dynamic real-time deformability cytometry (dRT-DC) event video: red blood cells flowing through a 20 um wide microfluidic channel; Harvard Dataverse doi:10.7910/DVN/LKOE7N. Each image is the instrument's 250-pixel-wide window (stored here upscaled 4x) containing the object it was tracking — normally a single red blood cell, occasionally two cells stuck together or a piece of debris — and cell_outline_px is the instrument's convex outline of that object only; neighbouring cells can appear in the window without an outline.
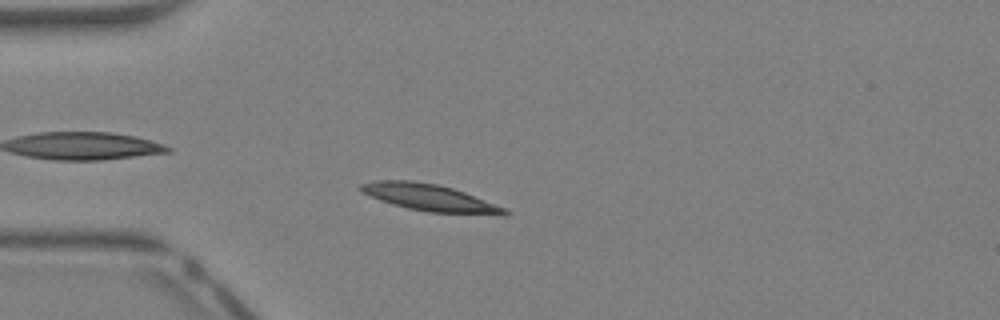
{"species": "Egyptian fruit bat (a non-hibernating species)", "species_latin": "Rousettus aegyptiacus", "temperature_condition": "warm", "stored_images_in_passage": 36, "camera_frame_rate_fps": 3000, "um_per_image_px": 0.085, "animal": {"sex": "female"}, "frame": {"image": 1, "passage_image": 3, "time_ms": 0.667, "image_size_px": [1000, 320], "cell_outline_px": [[512, 212], [508, 216], [500, 216], [428, 212], [408, 208], [392, 204], [380, 200], [360, 192], [356, 188], [360, 184], [376, 180], [412, 180], [436, 184], [452, 188], [464, 192], [508, 208]], "centroid_in_image_um": [36.6, 16.82], "position_along_channel_um": 48.4, "area_um2": 23.06}}
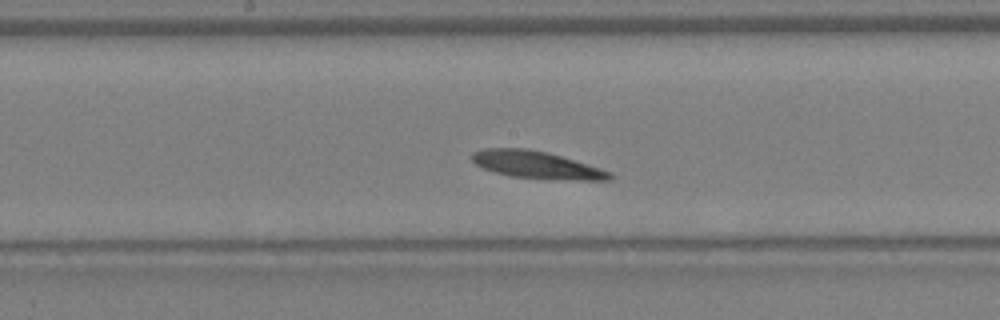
{"frame": {"image": 2, "passage_image": 16, "time_ms": 5.0, "image_size_px": [1000, 320], "cell_outline_px": [[612, 180], [580, 180], [508, 176], [492, 172], [476, 164], [468, 156], [472, 152], [484, 148], [528, 148], [548, 152], [588, 164], [612, 172]], "centroid_in_image_um": [45.57, 14.0], "position_along_channel_um": 202.6, "area_um2": 22.02}}
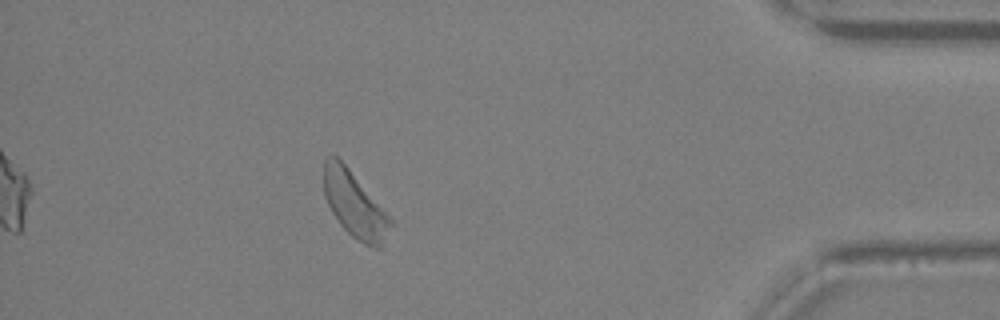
{"frame": {"image": 3, "passage_image": 32, "time_ms": 10.333, "image_size_px": [1000, 320], "cell_outline_px": [[396, 224], [380, 248], [376, 248], [364, 244], [356, 240], [340, 224], [332, 212], [324, 196], [324, 160], [332, 152], [348, 168]], "centroid_in_image_um": [30.16, 17.42], "position_along_channel_um": 405.0, "area_um2": 25.49}, "authors_computed_cell_mechanics": {"area_um2": 22.2241, "velocity_mm_per_s": 4.4871, "shape_relaxation_time_tau1_ms": 0.6855, "shape_relaxation_time_tau2_ms": 1.0522, "deformation_change_tau1": 0.0429, "deformation_change_tau2": 0.0473}}